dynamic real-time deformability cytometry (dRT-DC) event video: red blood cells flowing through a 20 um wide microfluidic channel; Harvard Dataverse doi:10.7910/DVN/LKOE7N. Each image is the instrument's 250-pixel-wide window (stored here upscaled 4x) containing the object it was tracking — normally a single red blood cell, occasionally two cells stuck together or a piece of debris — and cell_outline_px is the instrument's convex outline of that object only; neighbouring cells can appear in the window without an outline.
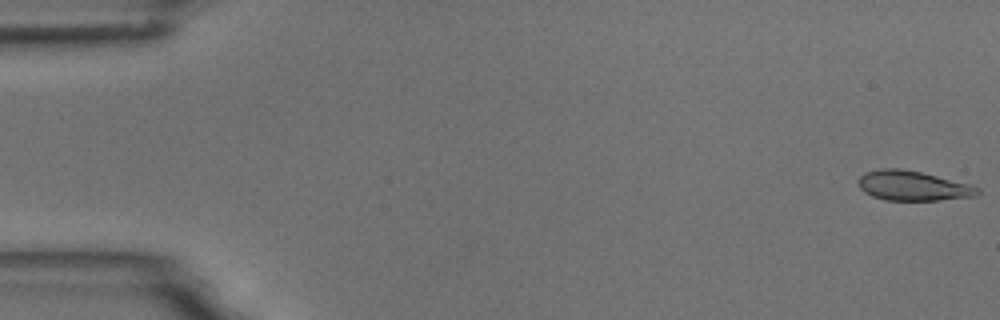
{"species": "common noctule bat (a hibernating species)", "species_latin": "Nyctalus noctula", "temperature_condition": "room temperature", "stored_images_in_passage": 6, "camera_frame_rate_fps": 3000, "um_per_image_px": 0.085, "animal": {"sex": "male", "body_mass_g": 18.8}, "frame": {"image": 1, "passage_image": 1, "time_ms": 0.0, "image_size_px": [1000, 320], "cell_outline_px": [[980, 192], [976, 196], [940, 200], [884, 200], [872, 196], [864, 192], [860, 188], [860, 176], [864, 172], [880, 168], [900, 168], [920, 172], [968, 184], [980, 188]], "centroid_in_image_um": [77.57, 15.79], "position_along_channel_um": 7.4, "area_um2": 20.52}}
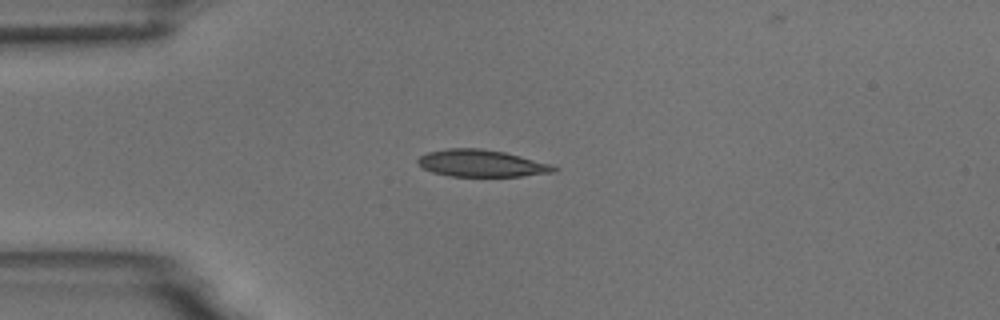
{"frame": {"image": 2, "passage_image": 5, "time_ms": 4.333, "image_size_px": [1000, 320], "cell_outline_px": [[560, 168], [556, 172], [520, 176], [448, 176], [432, 172], [424, 168], [416, 160], [420, 156], [428, 152], [448, 148], [480, 148], [504, 152], [552, 164]], "centroid_in_image_um": [40.95, 13.88], "position_along_channel_um": 44.0, "area_um2": 21.39}}